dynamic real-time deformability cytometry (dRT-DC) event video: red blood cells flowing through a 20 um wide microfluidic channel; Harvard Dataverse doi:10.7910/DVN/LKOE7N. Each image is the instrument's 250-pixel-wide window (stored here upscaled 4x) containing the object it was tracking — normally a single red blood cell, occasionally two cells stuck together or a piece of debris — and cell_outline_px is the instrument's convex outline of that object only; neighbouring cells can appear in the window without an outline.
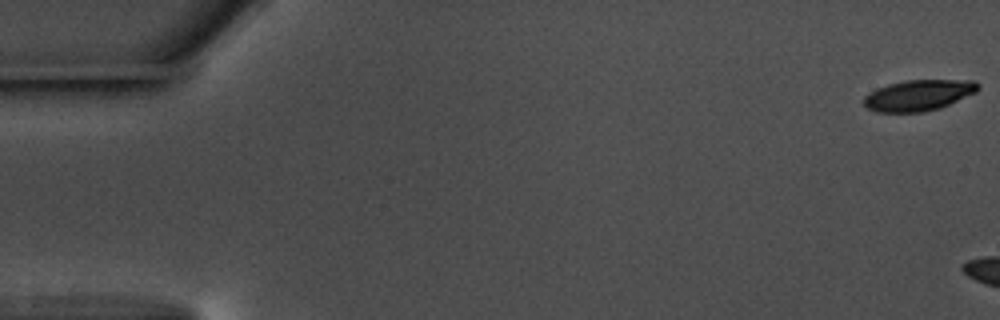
{"species": "common noctule bat (a hibernating species)", "species_latin": "Nyctalus noctula", "temperature_condition": "warm", "stored_images_in_passage": 7, "camera_frame_rate_fps": 3000, "um_per_image_px": 0.085, "animal": {"sex": "male", "body_mass_g": 17.5, "forearm_length_mm": 52.3}, "frame": {"image": 1, "passage_image": 1, "time_ms": 0.0, "image_size_px": [1000, 320], "cell_outline_px": [[980, 88], [976, 92], [940, 108], [924, 112], [876, 112], [868, 108], [864, 104], [864, 96], [876, 88], [888, 84], [908, 80], [972, 80], [980, 84]], "centroid_in_image_um": [78.08, 8.09], "position_along_channel_um": 6.9, "area_um2": 20.58}}